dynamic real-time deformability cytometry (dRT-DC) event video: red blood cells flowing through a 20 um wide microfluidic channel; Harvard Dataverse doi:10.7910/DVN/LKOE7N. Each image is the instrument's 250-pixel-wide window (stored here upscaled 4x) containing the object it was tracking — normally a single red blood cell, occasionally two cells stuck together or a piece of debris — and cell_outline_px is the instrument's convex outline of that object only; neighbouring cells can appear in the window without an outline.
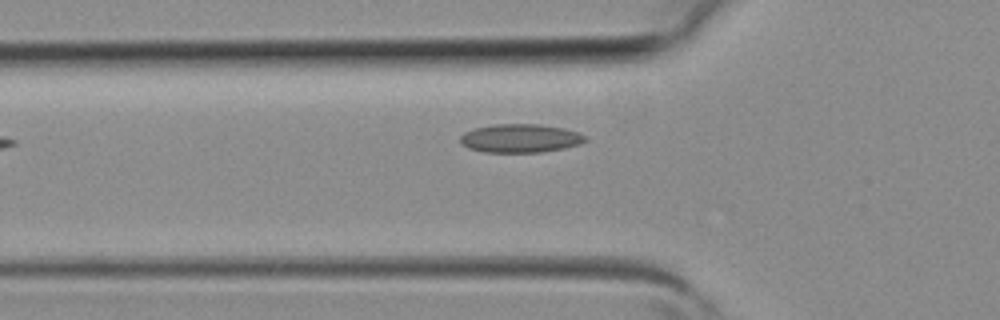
{"species": "common noctule bat (a hibernating species)", "species_latin": "Nyctalus noctula", "temperature_condition": "room temperature", "stored_images_in_passage": 3, "camera_frame_rate_fps": 3000, "um_per_image_px": 0.085, "animal": {"sex": "female", "body_mass_g": 19.3, "forearm_length_mm": 54.1}, "frame": {"image": 1, "passage_image": 3, "time_ms": 0.667, "image_size_px": [1000, 320], "cell_outline_px": [[588, 140], [580, 144], [564, 148], [540, 152], [484, 152], [468, 148], [460, 144], [460, 136], [464, 132], [472, 128], [492, 124], [540, 124], [564, 128], [580, 132]], "centroid_in_image_um": [44.2, 11.74], "position_along_channel_um": 81.6, "area_um2": 21.04}}